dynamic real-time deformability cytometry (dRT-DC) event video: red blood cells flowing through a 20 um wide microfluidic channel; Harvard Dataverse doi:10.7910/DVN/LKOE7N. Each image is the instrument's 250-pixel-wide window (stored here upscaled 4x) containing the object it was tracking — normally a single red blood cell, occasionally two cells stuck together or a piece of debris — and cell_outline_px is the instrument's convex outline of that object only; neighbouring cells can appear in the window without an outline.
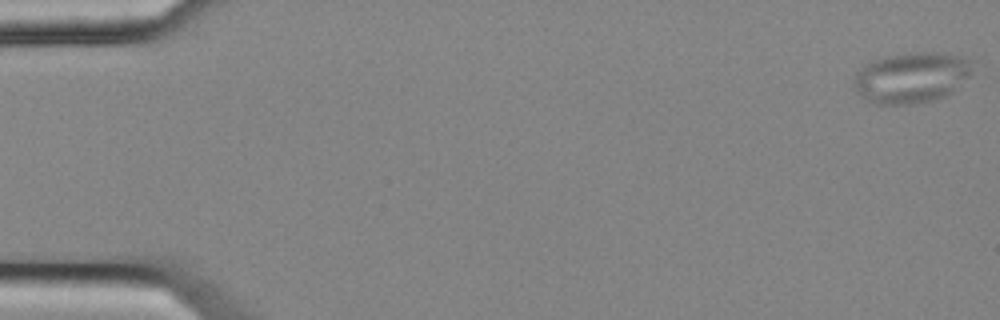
{"species": "common noctule bat (a hibernating species)", "species_latin": "Nyctalus noctula", "temperature_condition": "cold", "stored_images_in_passage": 5, "camera_frame_rate_fps": 3000, "um_per_image_px": 0.085, "animal": {"sex": "female", "body_mass_g": 25.1}, "frame": {"image": 1, "passage_image": 1, "time_ms": 0.0, "image_size_px": [1000, 320], "cell_outline_px": [[972, 60], [968, 76], [952, 92], [944, 96], [932, 100], [916, 104], [872, 104], [864, 100], [860, 96], [856, 88], [856, 72], [860, 68], [872, 60], [880, 56], [912, 52], [944, 52], [960, 56]], "centroid_in_image_um": [77.44, 6.58], "position_along_channel_um": 7.6, "area_um2": 35.14}}